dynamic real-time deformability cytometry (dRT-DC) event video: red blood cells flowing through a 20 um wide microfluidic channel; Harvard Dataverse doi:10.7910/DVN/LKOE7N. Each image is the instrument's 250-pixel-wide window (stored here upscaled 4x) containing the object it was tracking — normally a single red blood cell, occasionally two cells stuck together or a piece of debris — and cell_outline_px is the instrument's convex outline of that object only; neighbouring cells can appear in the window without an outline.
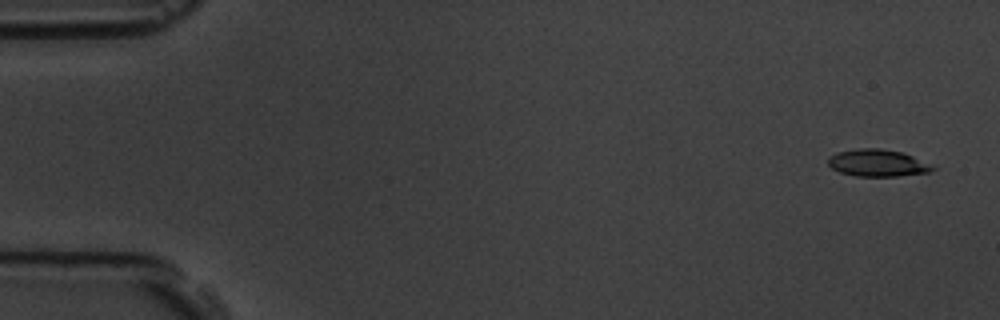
{"species": "common noctule bat (a hibernating species)", "species_latin": "Nyctalus noctula", "temperature_condition": "room temperature", "stored_images_in_passage": 5, "camera_frame_rate_fps": 3000, "um_per_image_px": 0.085, "animal": {"sex": "male", "body_mass_g": 19.5, "forearm_length_mm": 54.6}, "frame": {"image": 1, "passage_image": 1, "time_ms": 0.0, "image_size_px": [1000, 320], "cell_outline_px": [[936, 168], [928, 172], [896, 176], [856, 176], [840, 172], [832, 168], [828, 164], [828, 156], [836, 152], [860, 148], [880, 148], [900, 152], [912, 156]], "centroid_in_image_um": [74.52, 13.85], "position_along_channel_um": 10.5, "area_um2": 16.24}}
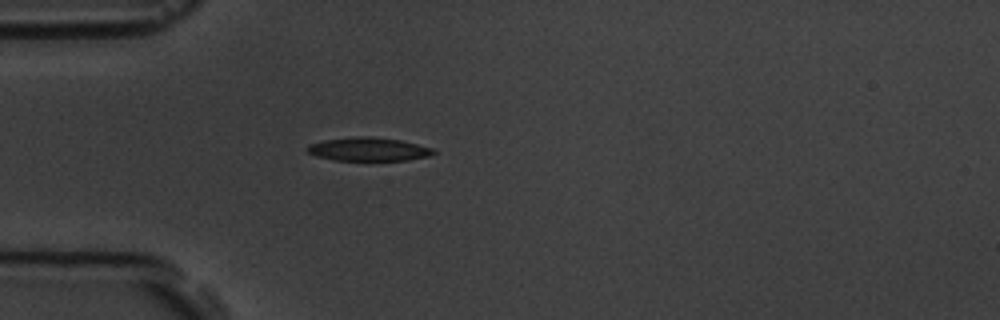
{"frame": {"image": 2, "passage_image": 5, "time_ms": 4.667, "image_size_px": [1000, 320], "cell_outline_px": [[436, 152], [428, 156], [408, 160], [336, 160], [316, 156], [308, 152], [304, 148], [308, 144], [324, 140], [356, 136], [372, 136], [400, 140], [432, 148]], "centroid_in_image_um": [31.28, 12.68], "position_along_channel_um": 53.7, "area_um2": 17.22}}